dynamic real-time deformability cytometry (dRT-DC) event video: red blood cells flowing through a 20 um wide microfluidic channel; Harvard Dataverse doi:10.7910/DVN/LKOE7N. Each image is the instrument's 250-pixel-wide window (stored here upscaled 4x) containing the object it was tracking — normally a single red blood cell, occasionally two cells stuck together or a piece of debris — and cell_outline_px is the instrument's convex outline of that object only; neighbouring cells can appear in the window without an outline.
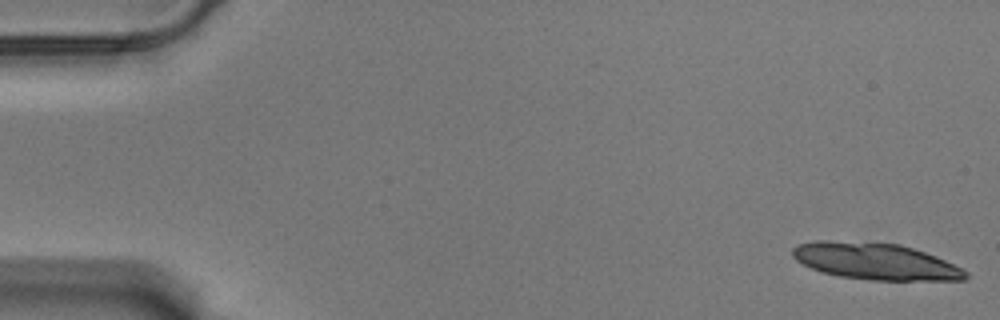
{"species": "Egyptian fruit bat (a non-hibernating species)", "species_latin": "Rousettus aegyptiacus", "temperature_condition": "warm", "stored_images_in_passage": 18, "camera_frame_rate_fps": 3000, "um_per_image_px": 0.085, "animal": {"sex": "male"}, "frame": {"image": 1, "passage_image": 1, "time_ms": 0.0, "image_size_px": [1000, 320], "cell_outline_px": [[972, 276], [964, 280], [868, 280], [840, 276], [824, 272], [812, 268], [796, 260], [792, 256], [792, 248], [796, 244], [816, 240], [828, 240], [900, 244], [936, 256], [968, 272]], "centroid_in_image_um": [74.4, 22.21], "position_along_channel_um": 10.6, "area_um2": 36.82}}